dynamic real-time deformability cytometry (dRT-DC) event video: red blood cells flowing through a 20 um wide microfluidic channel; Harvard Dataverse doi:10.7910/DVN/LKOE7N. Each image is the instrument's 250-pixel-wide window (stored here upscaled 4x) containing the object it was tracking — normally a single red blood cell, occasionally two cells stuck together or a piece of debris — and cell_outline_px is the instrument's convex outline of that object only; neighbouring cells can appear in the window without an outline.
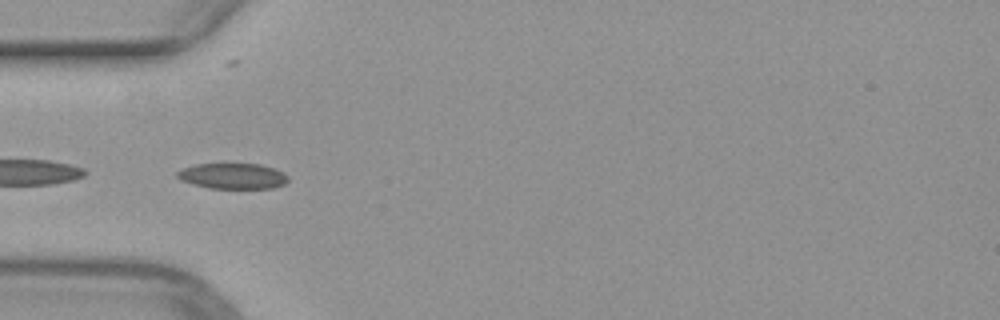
{"species": "common noctule bat (a hibernating species)", "species_latin": "Nyctalus noctula", "temperature_condition": "warm", "stored_images_in_passage": 52, "segment_of_instrument_passage": [2, 2], "camera_frame_rate_fps": 3000, "um_per_image_px": 0.085, "animal": {"sex": "female", "body_mass_g": 29.2, "forearm_length_mm": 56.3}, "frame": {"image": 1, "passage_image": 17, "time_ms": 5.333, "image_size_px": [1000, 320], "cell_outline_px": [[288, 180], [284, 184], [272, 188], [208, 188], [192, 184], [180, 180], [176, 176], [176, 172], [184, 168], [196, 164], [260, 164], [284, 172], [288, 176]], "centroid_in_image_um": [19.77, 14.96], "position_along_channel_um": 65.2, "area_um2": 16.53}}
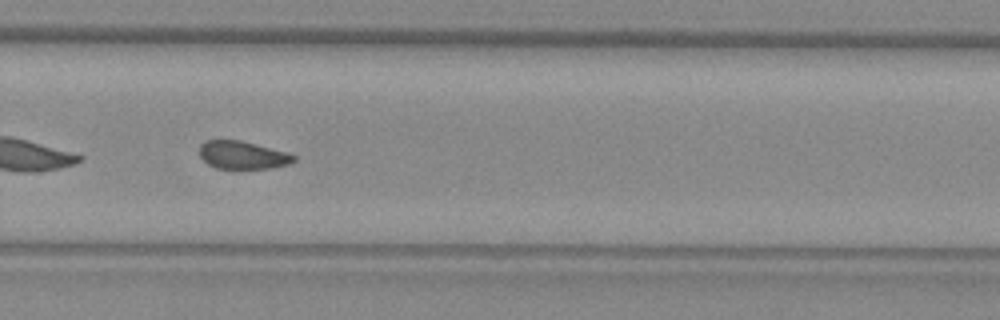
{"frame": {"image": 2, "passage_image": 35, "time_ms": 11.333, "image_size_px": [1000, 320], "cell_outline_px": [[296, 160], [288, 164], [268, 168], [216, 168], [208, 164], [200, 156], [200, 144], [208, 140], [240, 140], [288, 152], [296, 156]], "centroid_in_image_um": [20.63, 13.17], "position_along_channel_um": 309.2, "area_um2": 15.2}}
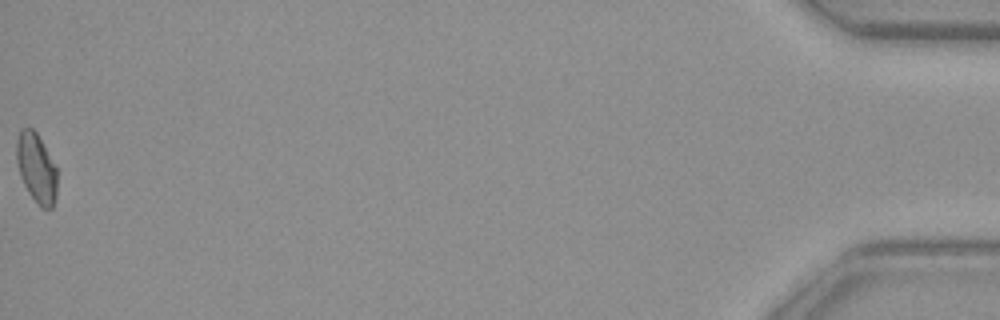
{"frame": {"image": 3, "passage_image": 52, "time_ms": 17.0, "image_size_px": [1000, 320], "cell_outline_px": [[56, 196], [52, 208], [40, 208], [28, 192], [20, 176], [16, 160], [16, 140], [20, 128], [32, 128], [36, 132], [56, 168]], "centroid_in_image_um": [3.06, 14.29], "position_along_channel_um": 432.1, "area_um2": 16.3}}